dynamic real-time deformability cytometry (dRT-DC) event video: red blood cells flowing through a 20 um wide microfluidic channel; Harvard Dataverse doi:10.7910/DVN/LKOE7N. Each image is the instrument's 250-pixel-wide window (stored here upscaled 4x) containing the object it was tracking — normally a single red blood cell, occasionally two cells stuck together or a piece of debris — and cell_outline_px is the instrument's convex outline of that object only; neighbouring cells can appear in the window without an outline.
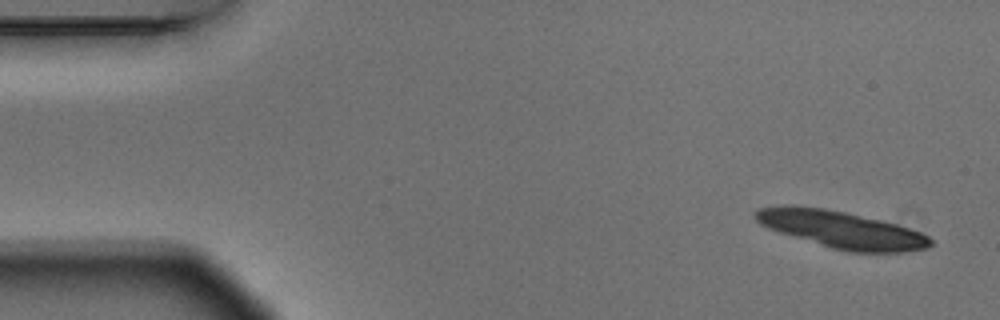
{"species": "Egyptian fruit bat (a non-hibernating species)", "species_latin": "Rousettus aegyptiacus", "temperature_condition": "warm", "stored_images_in_passage": 4, "camera_frame_rate_fps": 3000, "um_per_image_px": 0.085, "animal": {"sex": "male"}, "frame": {"image": 1, "passage_image": 1, "time_ms": 0.0, "image_size_px": [1000, 320], "cell_outline_px": [[932, 244], [928, 248], [904, 252], [848, 252], [832, 248], [780, 232], [768, 228], [760, 224], [752, 216], [760, 208], [784, 204], [788, 204], [824, 208], [844, 212], [880, 220], [896, 224], [920, 232], [928, 236], [932, 240]], "centroid_in_image_um": [71.5, 19.51], "position_along_channel_um": 13.5, "area_um2": 37.63}}